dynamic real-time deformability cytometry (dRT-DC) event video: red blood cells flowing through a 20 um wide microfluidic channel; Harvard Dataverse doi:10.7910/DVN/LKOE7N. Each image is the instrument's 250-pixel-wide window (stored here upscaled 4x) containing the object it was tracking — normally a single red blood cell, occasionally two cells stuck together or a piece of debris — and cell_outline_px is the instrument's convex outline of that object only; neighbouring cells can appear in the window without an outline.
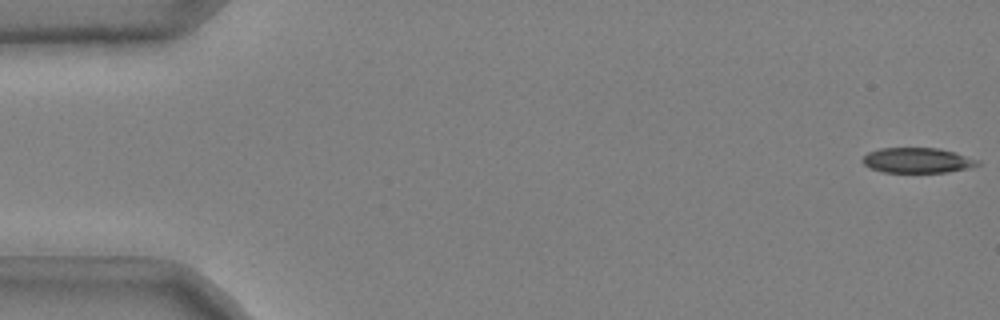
{"species": "common noctule bat (a hibernating species)", "species_latin": "Nyctalus noctula", "temperature_condition": "cold", "stored_images_in_passage": 10, "camera_frame_rate_fps": 3000, "um_per_image_px": 0.085, "animal": {"sex": "male", "body_mass_g": 20.4}, "frame": {"image": 1, "passage_image": 1, "time_ms": 0.0, "image_size_px": [1000, 320], "cell_outline_px": [[980, 164], [972, 168], [948, 172], [884, 172], [872, 168], [864, 164], [860, 160], [868, 152], [880, 148], [940, 148], [956, 152], [980, 160]], "centroid_in_image_um": [78.03, 13.62], "position_along_channel_um": 7.0, "area_um2": 17.05}}